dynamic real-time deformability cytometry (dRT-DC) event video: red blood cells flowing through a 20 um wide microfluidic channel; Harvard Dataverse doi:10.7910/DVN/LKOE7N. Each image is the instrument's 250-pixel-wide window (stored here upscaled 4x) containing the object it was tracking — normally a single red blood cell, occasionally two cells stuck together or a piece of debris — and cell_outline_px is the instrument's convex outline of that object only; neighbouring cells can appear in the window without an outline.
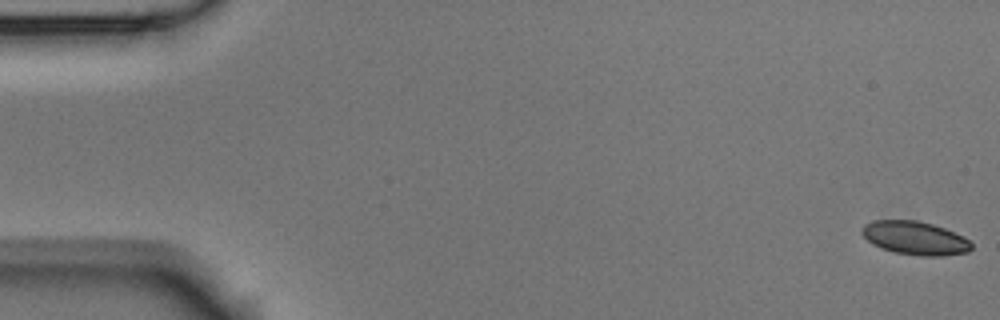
{"species": "Egyptian fruit bat (a non-hibernating species)", "species_latin": "Rousettus aegyptiacus", "temperature_condition": "room temperature", "stored_images_in_passage": 58, "camera_frame_rate_fps": 3000, "um_per_image_px": 0.085, "animal": {"sex": "male"}, "frame": {"image": 1, "passage_image": 1, "time_ms": 0.0, "image_size_px": [1000, 320], "cell_outline_px": [[972, 248], [968, 252], [944, 256], [920, 256], [892, 252], [880, 248], [872, 244], [860, 232], [860, 228], [864, 224], [872, 220], [916, 220], [932, 224], [944, 228], [964, 236], [972, 244]], "centroid_in_image_um": [77.75, 20.24], "position_along_channel_um": 7.2, "area_um2": 21.62}}
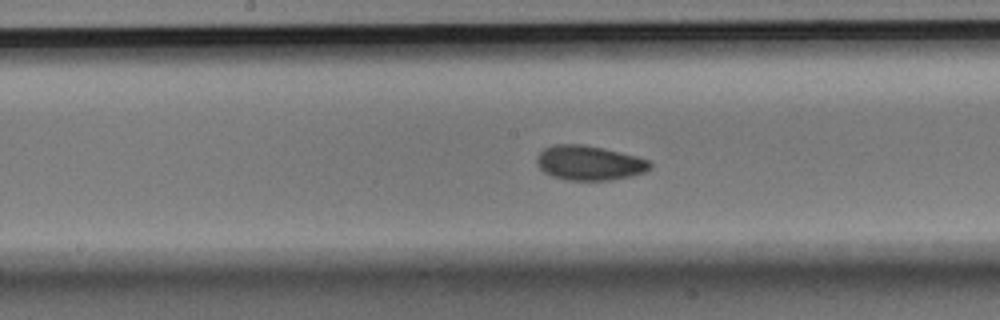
{"frame": {"image": 2, "passage_image": 29, "time_ms": 9.333, "image_size_px": [1000, 320], "cell_outline_px": [[652, 168], [644, 172], [632, 176], [612, 180], [564, 180], [552, 176], [544, 172], [540, 168], [536, 160], [540, 152], [544, 148], [552, 144], [580, 144], [604, 148], [652, 160]], "centroid_in_image_um": [50.12, 13.85], "position_along_channel_um": 198.1, "area_um2": 23.06}}
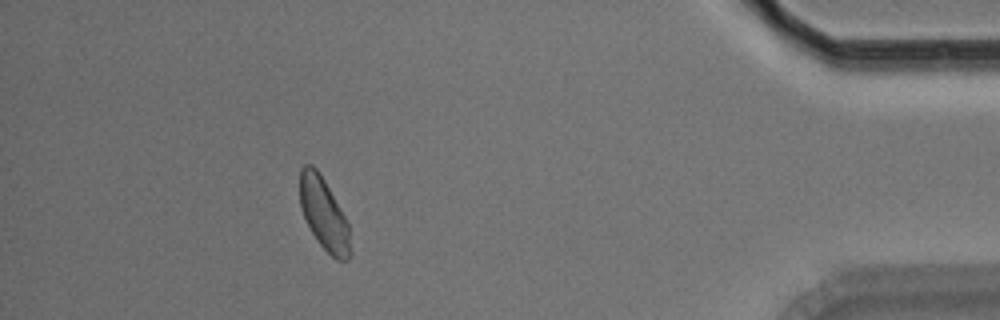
{"frame": {"image": 3, "passage_image": 51, "time_ms": 16.667, "image_size_px": [1000, 320], "cell_outline_px": [[352, 252], [348, 260], [336, 260], [320, 244], [312, 232], [300, 208], [300, 168], [304, 164], [312, 164], [320, 172], [344, 216], [348, 224]], "centroid_in_image_um": [27.53, 18.18], "position_along_channel_um": 407.7, "area_um2": 21.04}, "authors_computed_cell_mechanics": {"area_um2": 21.8195, "velocity_mm_per_s": 3.5654, "shape_relaxation_time_tau1_ms": 5.9, "shape_relaxation_time_tau2_ms": 3.5914, "deformation_change_tau1": 0.084, "deformation_change_tau2": 0.0665}}